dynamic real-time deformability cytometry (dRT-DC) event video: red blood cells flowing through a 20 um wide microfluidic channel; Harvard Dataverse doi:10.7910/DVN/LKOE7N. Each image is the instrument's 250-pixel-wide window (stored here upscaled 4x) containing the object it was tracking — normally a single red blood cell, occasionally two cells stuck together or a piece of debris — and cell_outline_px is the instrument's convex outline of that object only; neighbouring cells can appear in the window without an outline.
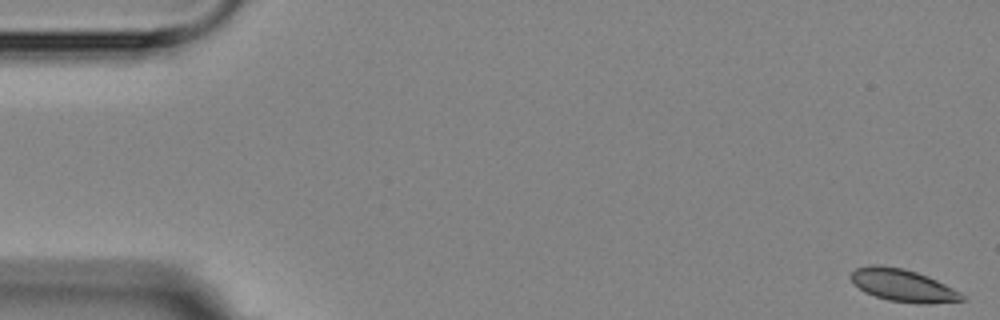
{"species": "Egyptian fruit bat (a non-hibernating species)", "species_latin": "Rousettus aegyptiacus", "temperature_condition": "room temperature", "stored_images_in_passage": 5, "camera_frame_rate_fps": 3000, "um_per_image_px": 0.085, "animal": {"sex": "female"}, "frame": {"image": 1, "passage_image": 1, "time_ms": 0.0, "image_size_px": [1000, 320], "cell_outline_px": [[968, 300], [928, 304], [916, 304], [888, 300], [864, 292], [848, 276], [856, 268], [872, 264], [876, 264], [904, 268], [928, 276], [968, 296]], "centroid_in_image_um": [76.79, 24.27], "position_along_channel_um": 8.2, "area_um2": 21.15}}
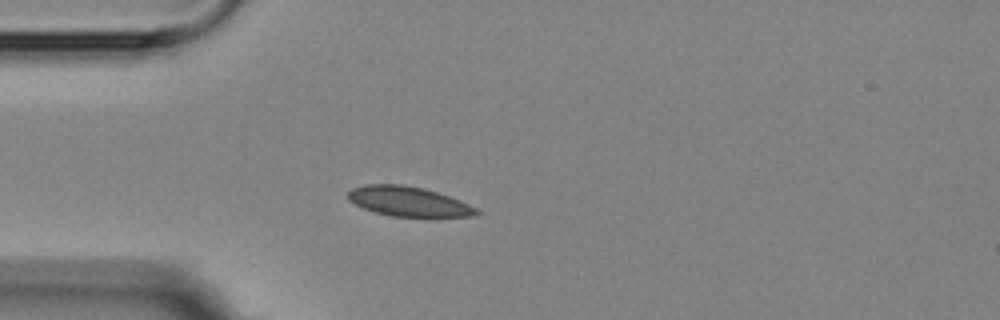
{"frame": {"image": 2, "passage_image": 5, "time_ms": 4.667, "image_size_px": [1000, 320], "cell_outline_px": [[480, 212], [472, 216], [392, 216], [376, 212], [364, 208], [348, 200], [348, 192], [352, 188], [364, 184], [400, 184], [424, 188], [460, 200], [476, 208]], "centroid_in_image_um": [34.68, 17.11], "position_along_channel_um": 50.3, "area_um2": 21.91}}